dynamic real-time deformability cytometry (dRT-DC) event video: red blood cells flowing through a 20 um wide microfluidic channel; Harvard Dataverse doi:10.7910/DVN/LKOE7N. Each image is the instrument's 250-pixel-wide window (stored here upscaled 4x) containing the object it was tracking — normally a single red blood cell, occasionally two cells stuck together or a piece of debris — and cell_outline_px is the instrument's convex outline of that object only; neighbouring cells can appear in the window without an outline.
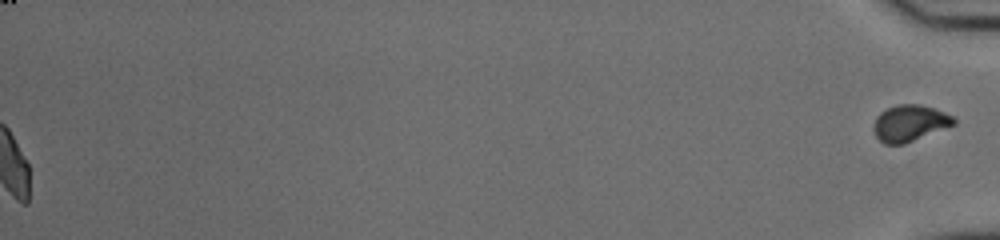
{"species": "common noctule bat (a hibernating species)", "species_latin": "Nyctalus noctula", "temperature_condition": "cold", "stored_images_in_passage": 51, "segment_of_instrument_passage": [2, 2], "camera_frame_rate_fps": 3000, "um_per_image_px": 0.085, "animal": {"sex": "male", "body_mass_g": 20.0, "forearm_length_mm": 53.3}, "frame": {"image": 1, "passage_image": 51, "time_ms": 16.667, "image_size_px": [1000, 240], "cell_outline_px": [[956, 124], [948, 128], [904, 144], [884, 144], [876, 136], [872, 128], [872, 124], [876, 116], [880, 112], [896, 104], [920, 104], [944, 112], [952, 116], [956, 120]], "centroid_in_image_um": [77.32, 10.47], "position_along_channel_um": 357.9, "area_um2": 17.22}}